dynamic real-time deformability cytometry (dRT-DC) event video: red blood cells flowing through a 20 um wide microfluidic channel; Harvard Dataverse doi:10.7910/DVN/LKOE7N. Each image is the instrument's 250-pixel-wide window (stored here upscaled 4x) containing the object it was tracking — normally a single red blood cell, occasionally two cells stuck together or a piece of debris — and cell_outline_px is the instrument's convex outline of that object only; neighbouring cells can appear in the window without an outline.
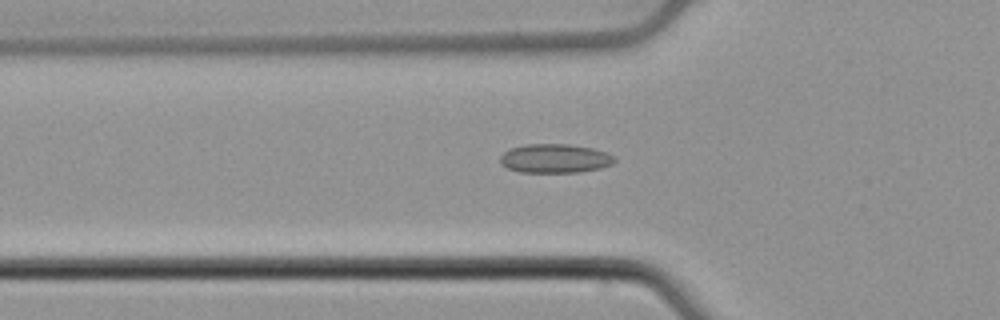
{"species": "common noctule bat (a hibernating species)", "species_latin": "Nyctalus noctula", "temperature_condition": "cold", "stored_images_in_passage": 40, "camera_frame_rate_fps": 3000, "um_per_image_px": 0.085, "animal": {"sex": "male", "body_mass_g": 21.5, "forearm_length_mm": 52.0}, "frame": {"image": 1, "passage_image": 5, "time_ms": 1.333, "image_size_px": [1000, 320], "cell_outline_px": [[616, 160], [612, 164], [600, 168], [580, 172], [520, 172], [508, 168], [500, 164], [500, 156], [504, 152], [512, 148], [524, 144], [568, 144], [592, 148], [608, 152], [616, 156]], "centroid_in_image_um": [47.19, 13.46], "position_along_channel_um": 78.6, "area_um2": 19.42}}
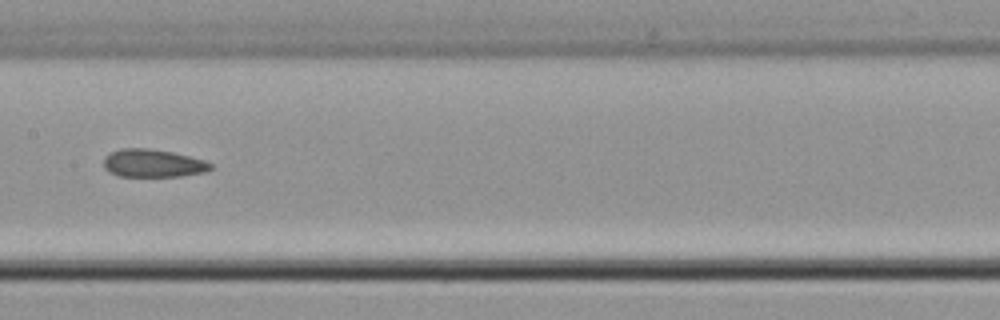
{"frame": {"image": 2, "passage_image": 14, "time_ms": 4.333, "image_size_px": [1000, 320], "cell_outline_px": [[212, 168], [204, 172], [180, 176], [120, 176], [104, 168], [104, 156], [120, 148], [148, 148], [172, 152], [204, 160], [212, 164]], "centroid_in_image_um": [12.99, 13.87], "position_along_channel_um": 194.4, "area_um2": 17.22}}
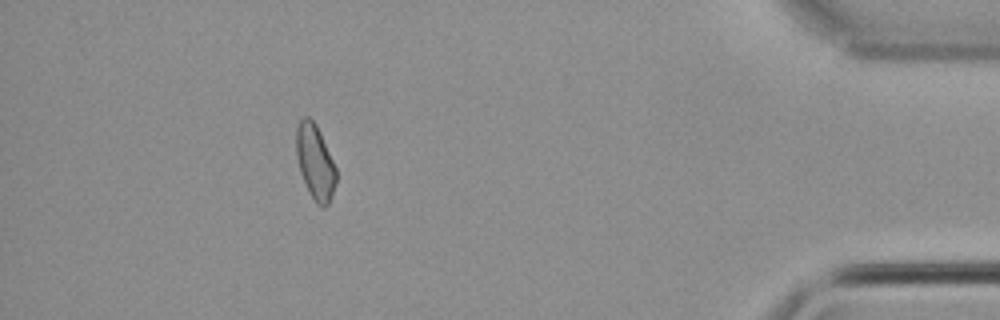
{"frame": {"image": 3, "passage_image": 35, "time_ms": 11.333, "image_size_px": [1000, 320], "cell_outline_px": [[336, 184], [328, 204], [324, 208], [320, 208], [316, 204], [300, 172], [296, 156], [296, 128], [300, 120], [304, 116], [308, 116], [316, 124], [320, 132], [336, 168]], "centroid_in_image_um": [26.78, 13.77], "position_along_channel_um": 408.4, "area_um2": 17.28}, "authors_computed_cell_mechanics": {"area_um2": 17.918, "velocity_mm_per_s": 3.8496, "shape_relaxation_time_tau1_ms": null, "shape_relaxation_time_tau2_ms": 2.2029, "deformation_change_tau1": null, "deformation_change_tau2": 0.0677}}